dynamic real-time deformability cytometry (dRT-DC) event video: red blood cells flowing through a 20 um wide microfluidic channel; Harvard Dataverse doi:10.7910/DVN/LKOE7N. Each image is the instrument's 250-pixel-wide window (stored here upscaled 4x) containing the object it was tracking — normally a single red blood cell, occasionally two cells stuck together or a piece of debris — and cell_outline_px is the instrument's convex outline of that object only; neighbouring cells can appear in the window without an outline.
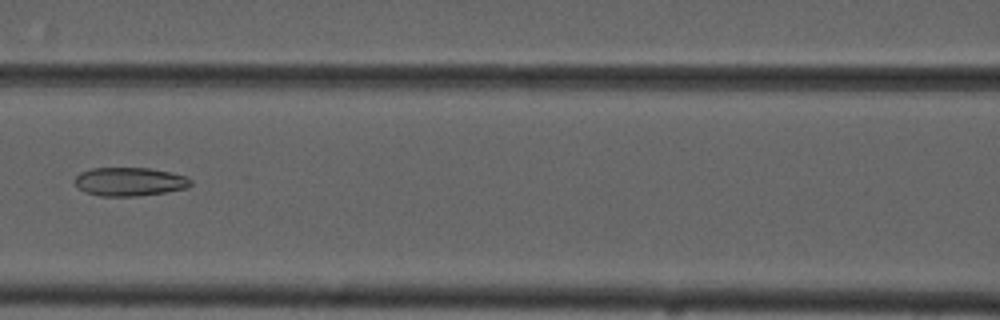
{"species": "common noctule bat (a hibernating species)", "species_latin": "Nyctalus noctula", "temperature_condition": "cold", "stored_images_in_passage": 6, "camera_frame_rate_fps": 3000, "um_per_image_px": 0.085, "animal": {"sex": "male", "forearm_length_mm": 52.5}, "frame": {"image": 1, "passage_image": 6, "time_ms": 5.667, "image_size_px": [1000, 320], "cell_outline_px": [[192, 184], [188, 188], [164, 192], [136, 196], [100, 196], [84, 192], [72, 180], [80, 172], [92, 168], [148, 168], [168, 172], [184, 176], [192, 180]], "centroid_in_image_um": [10.99, 15.44], "position_along_channel_um": 155.6, "area_um2": 19.25}}